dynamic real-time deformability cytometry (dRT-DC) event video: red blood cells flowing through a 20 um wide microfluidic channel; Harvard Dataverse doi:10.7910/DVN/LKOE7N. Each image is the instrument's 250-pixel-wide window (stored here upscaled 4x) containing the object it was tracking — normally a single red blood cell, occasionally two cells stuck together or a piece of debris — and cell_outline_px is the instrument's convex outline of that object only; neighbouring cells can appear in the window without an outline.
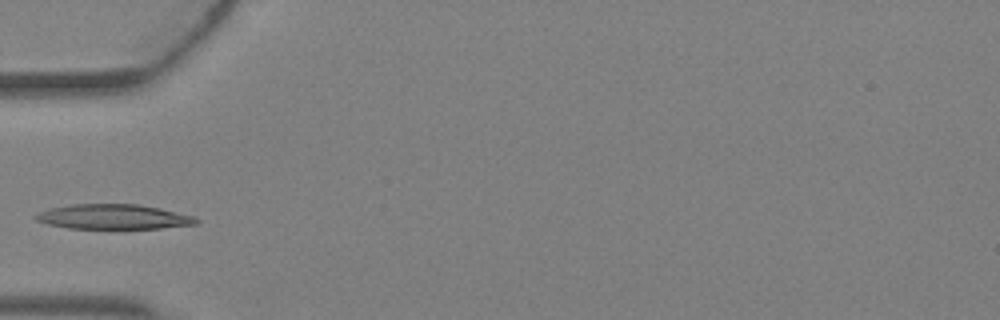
{"species": "Egyptian fruit bat (a non-hibernating species)", "species_latin": "Rousettus aegyptiacus", "temperature_condition": "warm", "stored_images_in_passage": 2, "camera_frame_rate_fps": 3000, "um_per_image_px": 0.085, "animal": {"sex": "female"}, "frame": {"image": 1, "passage_image": 2, "time_ms": 0.333, "image_size_px": [1000, 320], "cell_outline_px": [[200, 220], [196, 224], [160, 228], [68, 228], [48, 224], [36, 220], [32, 216], [40, 212], [52, 208], [72, 204], [136, 204], [160, 208], [192, 216]], "centroid_in_image_um": [9.63, 18.42], "position_along_channel_um": 75.4, "area_um2": 22.95}}